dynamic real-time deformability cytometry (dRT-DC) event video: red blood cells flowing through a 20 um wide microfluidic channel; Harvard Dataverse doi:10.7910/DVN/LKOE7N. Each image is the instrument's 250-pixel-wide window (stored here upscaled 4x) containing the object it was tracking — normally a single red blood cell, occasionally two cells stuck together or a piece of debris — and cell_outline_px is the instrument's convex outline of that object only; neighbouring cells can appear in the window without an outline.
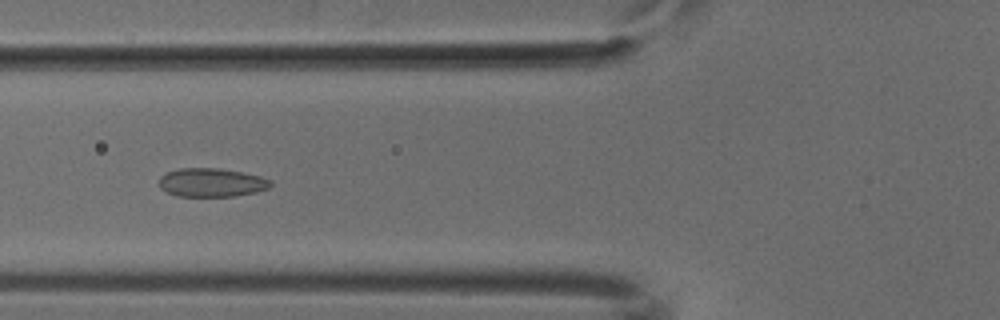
{"species": "common noctule bat (a hibernating species)", "species_latin": "Nyctalus noctula", "temperature_condition": "cold", "stored_images_in_passage": 50, "camera_frame_rate_fps": 3000, "um_per_image_px": 0.085, "animal": {"sex": "male", "body_mass_g": 18.8}, "frame": {"image": 1, "passage_image": 18, "time_ms": 5.667, "image_size_px": [1000, 320], "cell_outline_px": [[272, 184], [268, 188], [256, 192], [232, 196], [176, 196], [160, 188], [160, 176], [168, 172], [180, 168], [220, 168], [260, 176], [272, 180]], "centroid_in_image_um": [17.99, 15.51], "position_along_channel_um": 107.8, "area_um2": 18.5}}
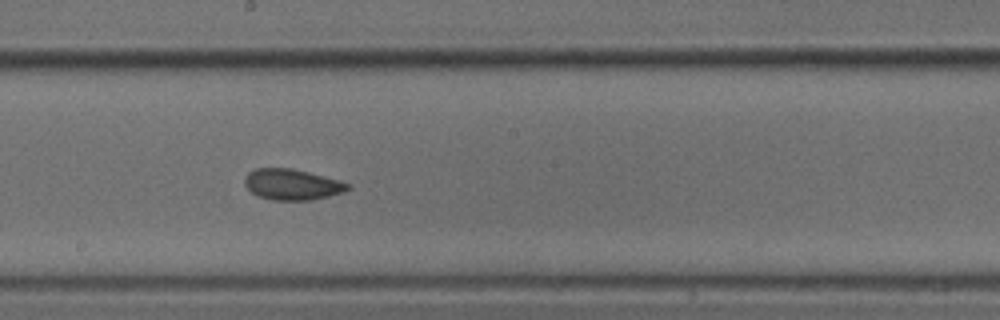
{"frame": {"image": 2, "passage_image": 27, "time_ms": 8.667, "image_size_px": [1000, 320], "cell_outline_px": [[352, 188], [344, 192], [312, 200], [272, 200], [256, 196], [244, 184], [244, 176], [248, 172], [256, 168], [292, 168], [340, 180], [352, 184]], "centroid_in_image_um": [24.84, 15.68], "position_along_channel_um": 223.4, "area_um2": 18.79}}
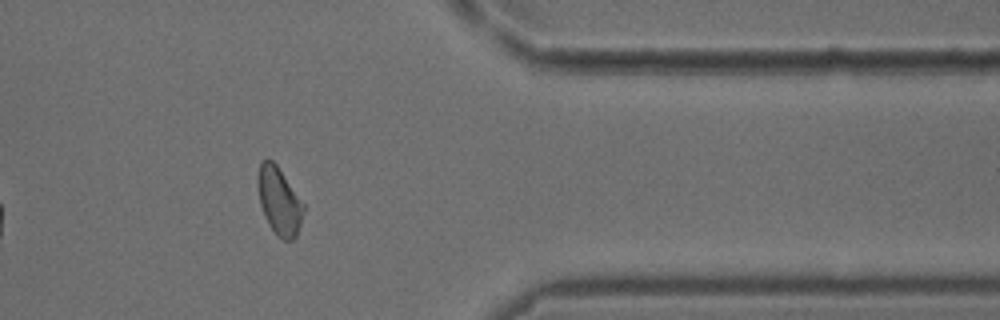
{"frame": {"image": 3, "passage_image": 41, "time_ms": 13.333, "image_size_px": [1000, 320], "cell_outline_px": [[304, 212], [296, 236], [292, 240], [284, 240], [276, 236], [268, 224], [264, 216], [260, 204], [256, 184], [256, 176], [260, 160], [272, 160], [276, 164], [304, 204]], "centroid_in_image_um": [23.69, 17.08], "position_along_channel_um": 387.7, "area_um2": 18.15}}